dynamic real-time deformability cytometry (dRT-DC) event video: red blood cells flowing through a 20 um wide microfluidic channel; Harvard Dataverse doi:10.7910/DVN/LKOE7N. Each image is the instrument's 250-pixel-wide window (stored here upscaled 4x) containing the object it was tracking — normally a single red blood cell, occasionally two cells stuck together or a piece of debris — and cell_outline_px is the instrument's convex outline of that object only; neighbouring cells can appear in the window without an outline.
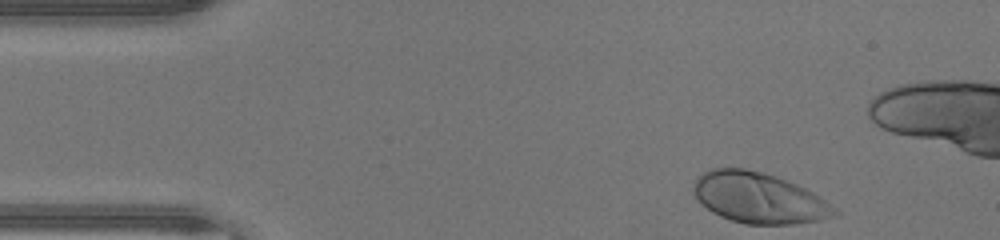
{"species": "human", "species_latin": "Homo sapiens", "temperature_condition": "warm", "stored_images_in_passage": 34, "camera_frame_rate_fps": 3000, "um_per_image_px": 0.085, "donor": {"sex": "male"}, "frame": {"image": 1, "passage_image": 1, "time_ms": 0.0, "image_size_px": [1000, 240], "cell_outline_px": [[840, 212], [832, 216], [820, 220], [792, 224], [744, 224], [720, 216], [712, 212], [700, 204], [692, 192], [692, 184], [704, 172], [712, 168], [744, 168], [764, 172], [776, 176], [796, 184], [820, 196], [836, 208]], "centroid_in_image_um": [64.47, 16.82], "position_along_channel_um": 20.5, "area_um2": 41.73}}
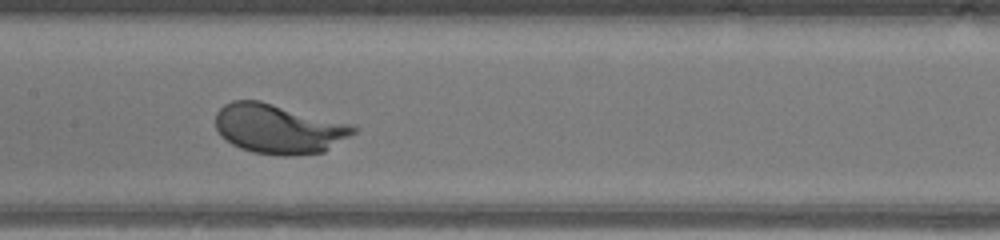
{"frame": {"image": 2, "passage_image": 18, "time_ms": 5.667, "image_size_px": [1000, 240], "cell_outline_px": [[360, 128], [356, 132], [324, 152], [292, 156], [284, 156], [252, 152], [240, 148], [232, 144], [220, 136], [216, 128], [216, 112], [224, 104], [232, 100], [260, 100], [348, 124]], "centroid_in_image_um": [23.65, 10.96], "position_along_channel_um": 183.8, "area_um2": 39.71}}
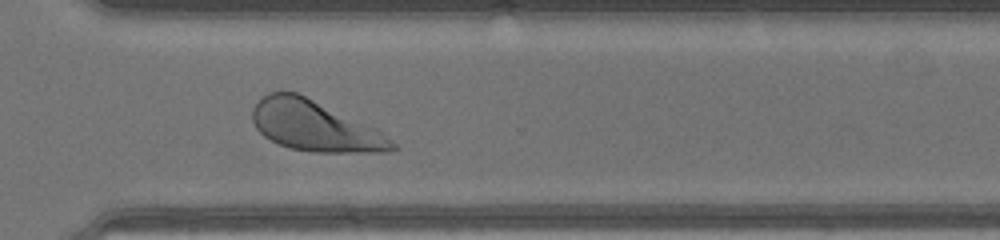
{"frame": {"image": 3, "passage_image": 29, "time_ms": 9.333, "image_size_px": [1000, 240], "cell_outline_px": [[400, 148], [392, 152], [312, 152], [292, 148], [280, 144], [264, 136], [256, 128], [252, 120], [252, 108], [268, 92], [296, 92], [380, 128]], "centroid_in_image_um": [26.85, 10.72], "position_along_channel_um": 343.8, "area_um2": 41.38}, "authors_computed_cell_mechanics": {"area_um2": 39.0728, "velocity_mm_per_s": 4.3757, "shape_relaxation_time_tau1_ms": 1.2947, "shape_relaxation_time_tau2_ms": null, "deformation_change_tau1": 0.1386, "deformation_change_tau2": null}}